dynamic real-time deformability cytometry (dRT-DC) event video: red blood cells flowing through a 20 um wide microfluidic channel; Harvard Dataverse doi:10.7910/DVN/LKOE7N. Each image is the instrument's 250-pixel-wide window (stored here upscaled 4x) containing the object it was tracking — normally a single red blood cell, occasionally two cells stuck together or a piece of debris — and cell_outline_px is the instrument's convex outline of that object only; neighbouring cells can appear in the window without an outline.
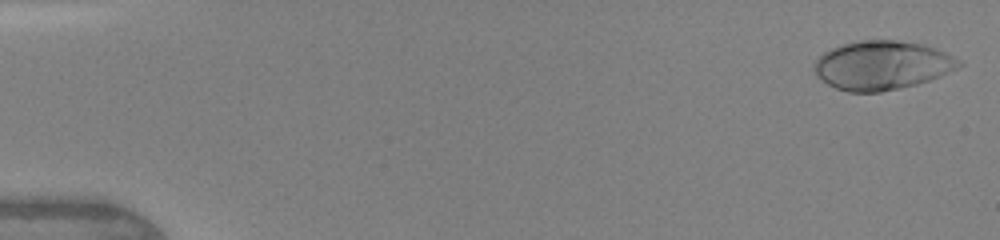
{"species": "human", "species_latin": "Homo sapiens", "temperature_condition": "warm", "stored_images_in_passage": 15, "camera_frame_rate_fps": 3000, "um_per_image_px": 0.085, "donor": {"sex": "female"}, "frame": {"image": 1, "passage_image": 1, "time_ms": 0.0, "image_size_px": [1000, 240], "cell_outline_px": [[964, 64], [940, 76], [916, 84], [900, 88], [880, 92], [848, 92], [836, 88], [828, 84], [816, 76], [812, 68], [812, 64], [824, 52], [832, 48], [844, 44], [860, 40], [896, 40], [920, 44], [936, 48], [960, 60]], "centroid_in_image_um": [74.94, 5.55], "position_along_channel_um": 10.1, "area_um2": 41.1}}
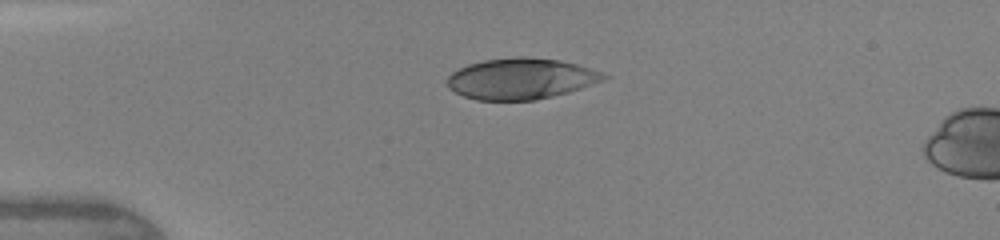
{"frame": {"image": 2, "passage_image": 11, "time_ms": 3.333, "image_size_px": [1000, 240], "cell_outline_px": [[612, 76], [604, 80], [568, 92], [536, 100], [476, 100], [464, 96], [448, 88], [448, 76], [452, 72], [468, 64], [484, 60], [516, 56], [524, 56], [560, 60], [576, 64]], "centroid_in_image_um": [44.27, 6.68], "position_along_channel_um": 40.7, "area_um2": 37.28}}